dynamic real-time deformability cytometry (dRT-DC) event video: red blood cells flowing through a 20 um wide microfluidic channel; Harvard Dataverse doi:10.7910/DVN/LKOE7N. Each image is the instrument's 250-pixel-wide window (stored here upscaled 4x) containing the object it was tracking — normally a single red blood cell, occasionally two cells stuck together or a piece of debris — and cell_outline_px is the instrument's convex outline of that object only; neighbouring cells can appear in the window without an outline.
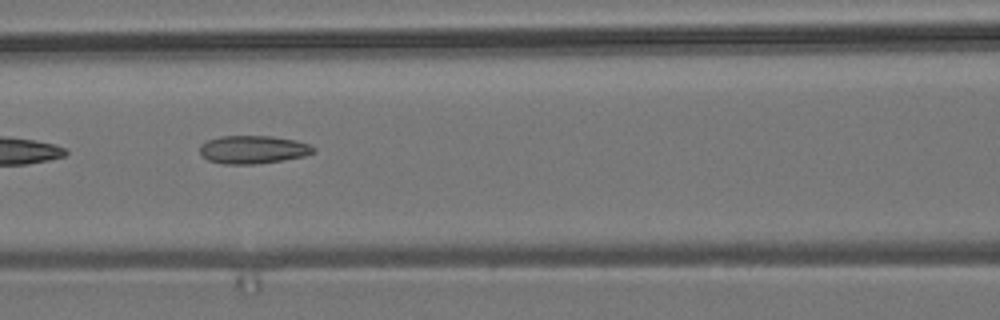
{"species": "common noctule bat (a hibernating species)", "species_latin": "Nyctalus noctula", "temperature_condition": "room temperature", "stored_images_in_passage": 10, "camera_frame_rate_fps": 3000, "um_per_image_px": 0.085, "animal": {"sex": "male", "body_mass_g": 19.2, "forearm_length_mm": 51.8}, "frame": {"image": 1, "passage_image": 6, "time_ms": 6.333, "image_size_px": [1000, 320], "cell_outline_px": [[316, 152], [304, 156], [256, 164], [224, 164], [208, 160], [200, 156], [200, 144], [208, 140], [220, 136], [272, 136], [296, 140], [312, 144], [316, 148]], "centroid_in_image_um": [21.52, 12.71], "position_along_channel_um": 145.1, "area_um2": 18.79}}
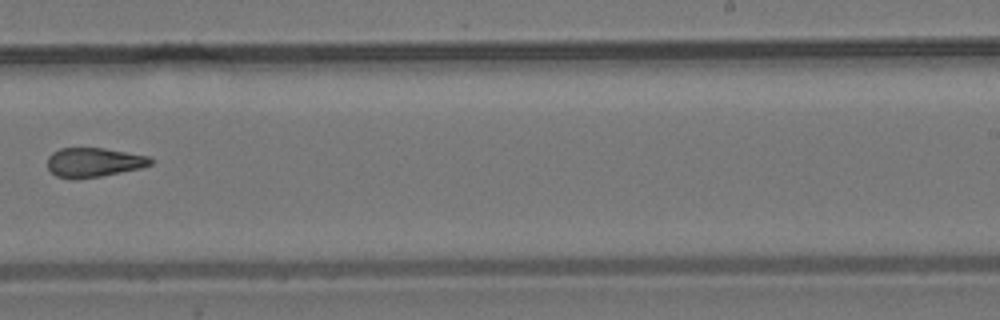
{"frame": {"image": 2, "passage_image": 9, "time_ms": 10.0, "image_size_px": [1000, 320], "cell_outline_px": [[152, 164], [140, 168], [100, 176], [76, 180], [72, 180], [56, 176], [48, 168], [48, 156], [52, 152], [60, 148], [104, 148], [148, 156], [152, 160]], "centroid_in_image_um": [7.93, 13.81], "position_along_channel_um": 281.1, "area_um2": 17.63}}
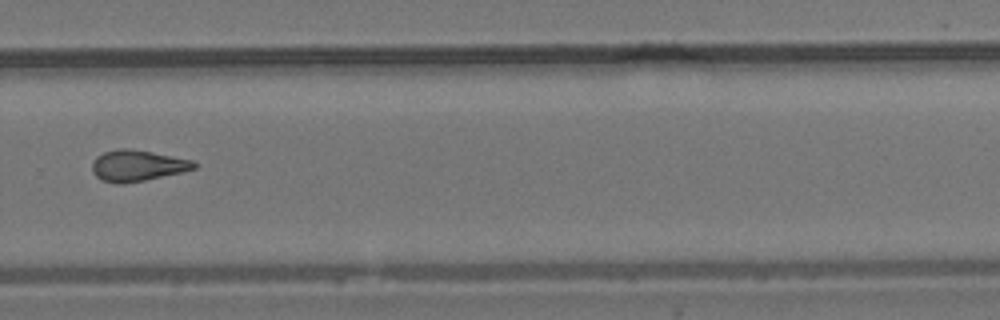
{"frame": {"image": 3, "passage_image": 10, "time_ms": 11.0, "image_size_px": [1000, 320], "cell_outline_px": [[196, 168], [184, 172], [124, 184], [116, 184], [100, 180], [92, 172], [92, 164], [96, 156], [104, 152], [120, 148], [128, 148], [152, 152], [192, 160], [196, 164]], "centroid_in_image_um": [11.65, 14.09], "position_along_channel_um": 318.1, "area_um2": 18.55}}